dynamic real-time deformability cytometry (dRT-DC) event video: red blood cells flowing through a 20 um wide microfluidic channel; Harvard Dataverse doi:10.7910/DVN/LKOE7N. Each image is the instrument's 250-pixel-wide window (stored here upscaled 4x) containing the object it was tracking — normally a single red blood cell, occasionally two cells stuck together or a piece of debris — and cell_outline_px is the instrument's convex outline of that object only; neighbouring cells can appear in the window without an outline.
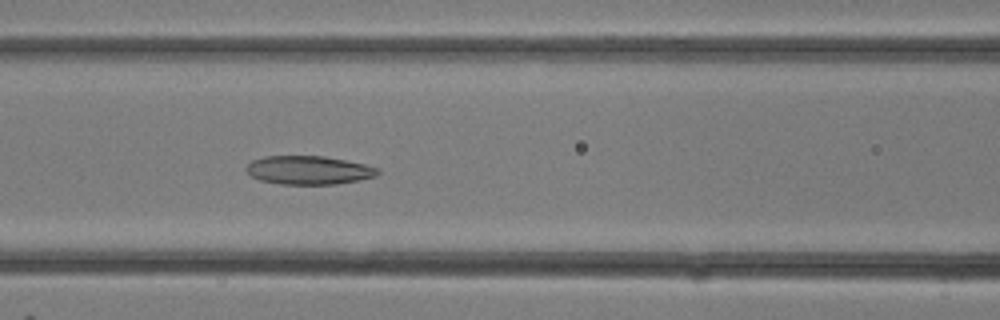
{"species": "common noctule bat (a hibernating species)", "species_latin": "Nyctalus noctula", "temperature_condition": "room temperature", "stored_images_in_passage": 13, "camera_frame_rate_fps": 3000, "um_per_image_px": 0.085, "animal": {"sex": "female"}, "frame": {"image": 1, "passage_image": 13, "time_ms": 4.0, "image_size_px": [1000, 320], "cell_outline_px": [[380, 172], [376, 176], [360, 180], [336, 184], [280, 184], [260, 180], [252, 176], [244, 168], [252, 160], [264, 156], [324, 156], [364, 164], [380, 168]], "centroid_in_image_um": [26.25, 14.46], "position_along_channel_um": 140.4, "area_um2": 21.91}}